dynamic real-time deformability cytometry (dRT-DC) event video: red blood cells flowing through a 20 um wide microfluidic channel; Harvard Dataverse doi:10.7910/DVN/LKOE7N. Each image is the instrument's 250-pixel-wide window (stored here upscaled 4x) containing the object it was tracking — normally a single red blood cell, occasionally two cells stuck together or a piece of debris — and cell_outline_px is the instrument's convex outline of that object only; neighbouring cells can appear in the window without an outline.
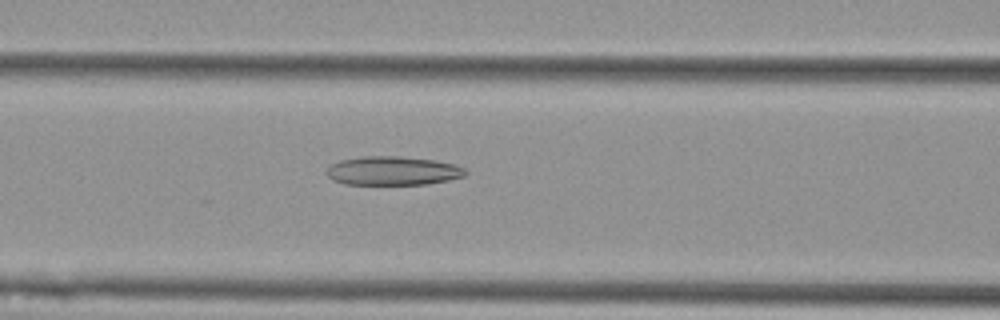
{"species": "Egyptian fruit bat (a non-hibernating species)", "species_latin": "Rousettus aegyptiacus", "temperature_condition": "cold", "stored_images_in_passage": 44, "camera_frame_rate_fps": 3000, "um_per_image_px": 0.085, "animal": {"sex": "female"}, "frame": {"image": 1, "passage_image": 12, "time_ms": 3.667, "image_size_px": [1000, 320], "cell_outline_px": [[468, 172], [464, 176], [448, 180], [428, 184], [344, 184], [332, 180], [324, 172], [332, 164], [340, 160], [364, 156], [400, 156], [432, 160], [456, 164], [464, 168]], "centroid_in_image_um": [33.38, 14.52], "position_along_channel_um": 133.2, "area_um2": 23.35}}
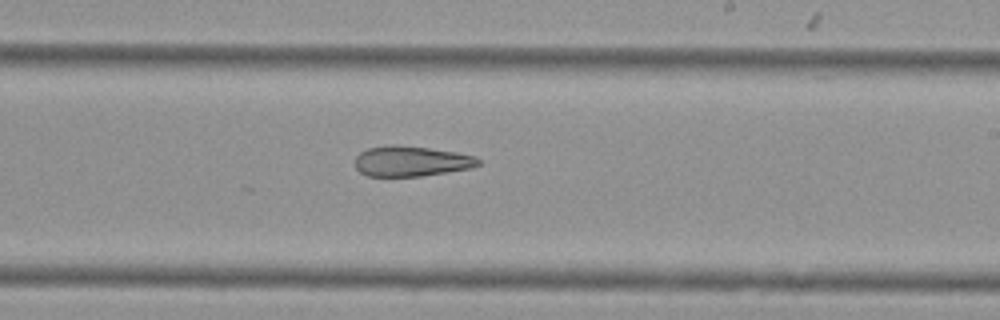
{"frame": {"image": 2, "passage_image": 22, "time_ms": 7.0, "image_size_px": [1000, 320], "cell_outline_px": [[480, 164], [472, 168], [420, 176], [368, 176], [360, 172], [356, 168], [356, 156], [360, 152], [368, 148], [388, 144], [396, 144], [428, 148], [456, 152], [476, 156], [480, 160]], "centroid_in_image_um": [34.95, 13.69], "position_along_channel_um": 254.0, "area_um2": 21.85}}
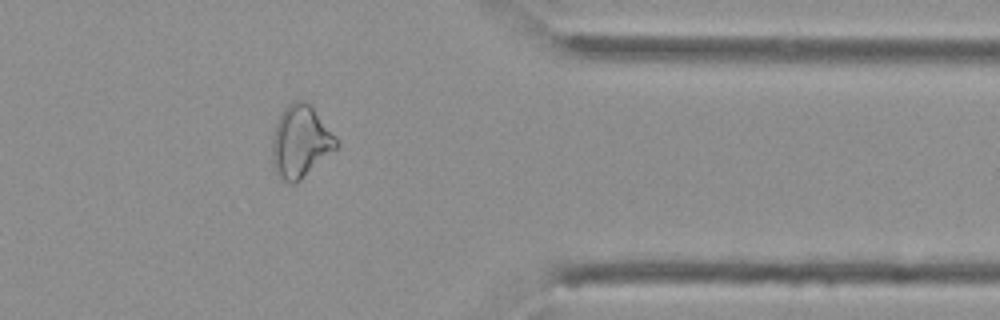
{"frame": {"image": 3, "passage_image": 34, "time_ms": 11.0, "image_size_px": [1000, 320], "cell_outline_px": [[340, 144], [336, 148], [296, 184], [288, 184], [280, 180], [276, 176], [272, 168], [272, 136], [276, 124], [284, 108], [288, 104], [296, 100], [304, 100], [312, 104], [336, 136]], "centroid_in_image_um": [25.53, 12.05], "position_along_channel_um": 385.9, "area_um2": 27.51}, "authors_computed_cell_mechanics": {"area_um2": 24.854, "velocity_mm_per_s": 3.6431, "shape_relaxation_time_tau1_ms": null, "shape_relaxation_time_tau2_ms": 7.1392, "deformation_change_tau1": null, "deformation_change_tau2": 0.1841}}